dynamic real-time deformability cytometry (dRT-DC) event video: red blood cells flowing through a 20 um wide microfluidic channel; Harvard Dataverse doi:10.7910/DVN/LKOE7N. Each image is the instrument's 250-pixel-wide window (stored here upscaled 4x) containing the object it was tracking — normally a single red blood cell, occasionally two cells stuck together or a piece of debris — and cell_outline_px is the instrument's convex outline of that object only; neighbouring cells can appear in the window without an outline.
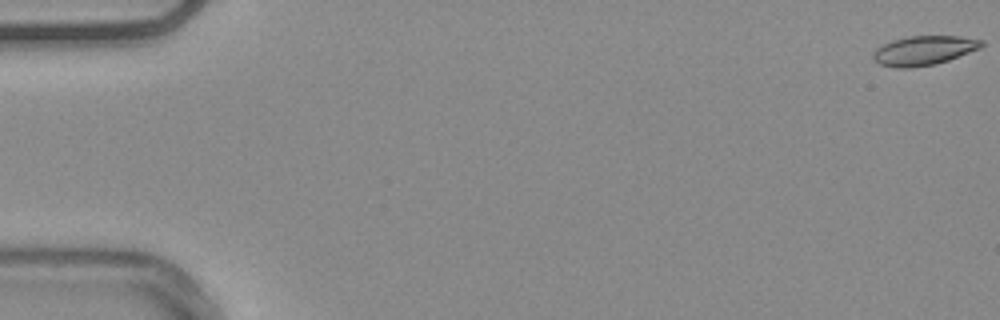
{"species": "common noctule bat (a hibernating species)", "species_latin": "Nyctalus noctula", "temperature_condition": "warm", "stored_images_in_passage": 8, "camera_frame_rate_fps": 3000, "um_per_image_px": 0.085, "animal": {"sex": "male", "body_mass_g": 20.4}, "frame": {"image": 1, "passage_image": 1, "time_ms": 0.0, "image_size_px": [1000, 320], "cell_outline_px": [[984, 44], [980, 48], [948, 60], [932, 64], [912, 68], [896, 68], [880, 64], [872, 56], [872, 52], [876, 48], [892, 40], [908, 36], [960, 36], [984, 40]], "centroid_in_image_um": [78.52, 4.28], "position_along_channel_um": 6.5, "area_um2": 18.44}}